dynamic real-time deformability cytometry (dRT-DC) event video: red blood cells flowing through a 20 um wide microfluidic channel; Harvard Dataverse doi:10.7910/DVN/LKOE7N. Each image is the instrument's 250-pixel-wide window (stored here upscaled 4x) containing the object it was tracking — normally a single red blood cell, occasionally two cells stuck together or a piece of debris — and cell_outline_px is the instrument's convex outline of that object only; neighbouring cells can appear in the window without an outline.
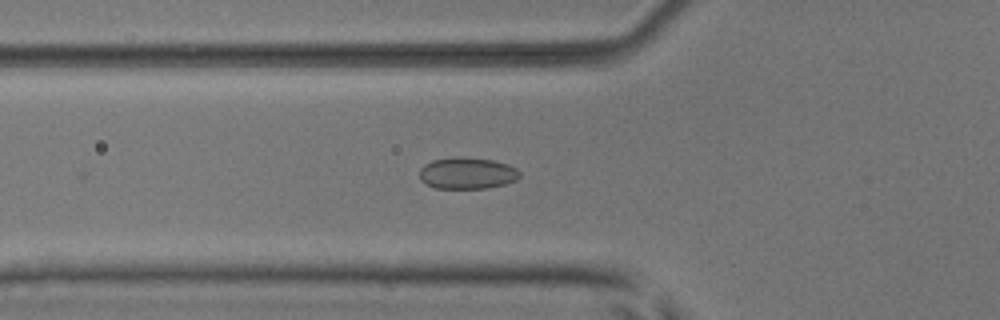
{"species": "common noctule bat (a hibernating species)", "species_latin": "Nyctalus noctula", "temperature_condition": "room temperature", "stored_images_in_passage": 53, "camera_frame_rate_fps": 3000, "um_per_image_px": 0.085, "animal": {"sex": "male", "body_mass_g": 17.9, "forearm_length_mm": 54.2}, "frame": {"image": 1, "passage_image": 19, "time_ms": 6.0, "image_size_px": [1000, 320], "cell_outline_px": [[520, 176], [516, 180], [504, 184], [488, 188], [436, 188], [424, 184], [420, 180], [420, 168], [424, 164], [432, 160], [452, 156], [460, 156], [492, 160], [508, 164], [516, 168], [520, 172]], "centroid_in_image_um": [39.68, 14.71], "position_along_channel_um": 86.1, "area_um2": 18.67}}
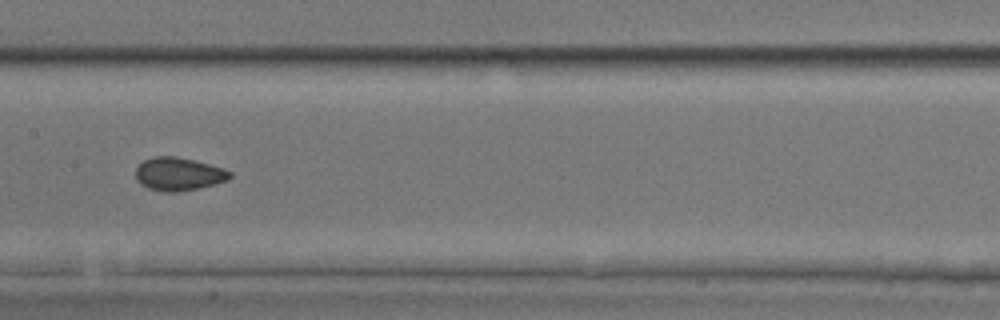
{"frame": {"image": 2, "passage_image": 27, "time_ms": 8.667, "image_size_px": [1000, 320], "cell_outline_px": [[232, 176], [228, 180], [216, 184], [200, 188], [180, 192], [164, 192], [148, 188], [140, 184], [136, 180], [136, 168], [144, 160], [152, 156], [176, 156], [196, 160], [224, 168], [232, 172]], "centroid_in_image_um": [15.2, 14.79], "position_along_channel_um": 192.2, "area_um2": 18.55}}
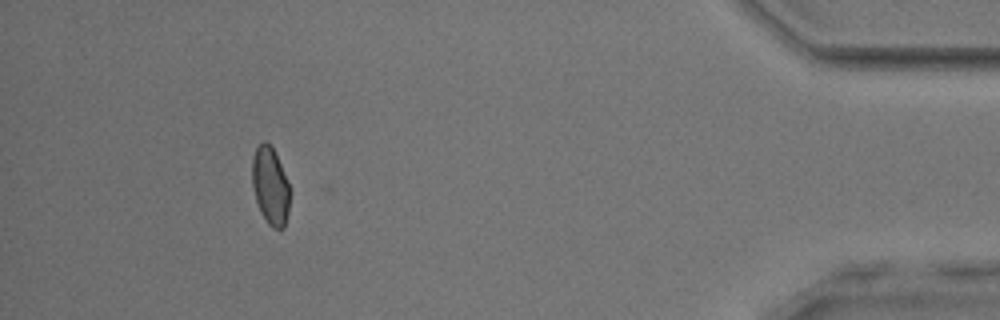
{"frame": {"image": 3, "passage_image": 48, "time_ms": 15.667, "image_size_px": [1000, 320], "cell_outline_px": [[288, 212], [284, 228], [272, 228], [268, 224], [260, 212], [256, 200], [252, 184], [252, 156], [256, 148], [264, 140], [272, 148], [280, 164], [288, 184]], "centroid_in_image_um": [22.94, 15.82], "position_along_channel_um": 412.3, "area_um2": 16.65}, "authors_computed_cell_mechanics": {"area_um2": 17.9758, "velocity_mm_per_s": 3.975, "shape_relaxation_time_tau1_ms": 5.844, "shape_relaxation_time_tau2_ms": 1.7188, "deformation_change_tau1": 0.0749, "deformation_change_tau2": 0.0399}}